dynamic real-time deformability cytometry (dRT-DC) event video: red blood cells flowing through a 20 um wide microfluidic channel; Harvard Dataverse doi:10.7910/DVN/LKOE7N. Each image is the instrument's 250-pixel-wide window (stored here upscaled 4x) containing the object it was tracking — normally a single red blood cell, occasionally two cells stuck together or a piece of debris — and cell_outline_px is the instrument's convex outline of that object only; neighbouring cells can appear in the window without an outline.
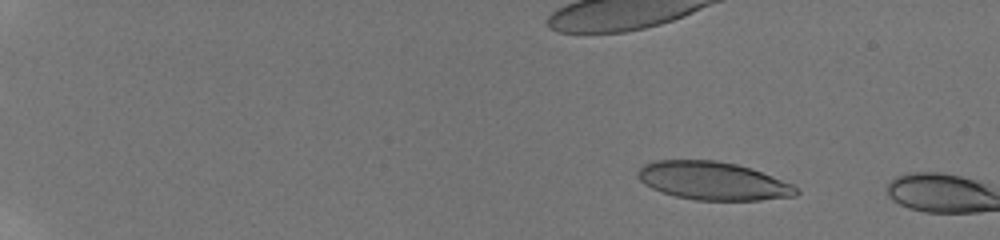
{"species": "human", "species_latin": "Homo sapiens", "temperature_condition": "room temperature", "stored_images_in_passage": 14, "camera_frame_rate_fps": 3000, "um_per_image_px": 0.085, "donor": {"sex": "male"}, "frame": {"image": 1, "passage_image": 11, "time_ms": 3.0, "image_size_px": [1000, 240], "cell_outline_px": [[800, 192], [796, 196], [760, 200], [696, 200], [676, 196], [652, 188], [644, 184], [640, 180], [636, 172], [644, 164], [652, 160], [716, 160], [736, 164], [752, 168], [792, 184]], "centroid_in_image_um": [60.6, 15.37], "position_along_channel_um": 24.4, "area_um2": 35.2}}